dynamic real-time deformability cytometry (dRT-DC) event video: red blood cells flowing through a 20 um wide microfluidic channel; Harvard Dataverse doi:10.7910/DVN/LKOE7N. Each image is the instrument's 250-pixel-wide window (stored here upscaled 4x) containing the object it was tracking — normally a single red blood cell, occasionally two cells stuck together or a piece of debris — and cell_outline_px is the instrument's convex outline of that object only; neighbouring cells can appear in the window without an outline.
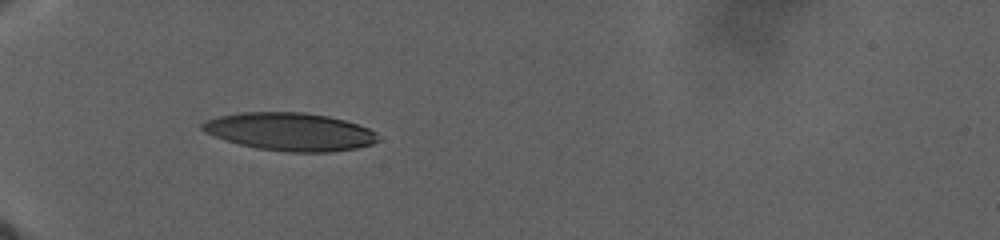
{"species": "human", "species_latin": "Homo sapiens", "temperature_condition": "warm", "stored_images_in_passage": 119, "camera_frame_rate_fps": 3000, "um_per_image_px": 0.085, "donor": {"sex": "male"}, "frame": {"image": 1, "passage_image": 1, "time_ms": 0.0, "image_size_px": [1000, 240], "cell_outline_px": [[380, 140], [372, 144], [356, 148], [332, 152], [284, 152], [260, 148], [240, 144], [224, 140], [204, 132], [200, 128], [200, 124], [204, 120], [220, 116], [240, 112], [304, 112], [328, 116], [344, 120], [368, 128], [376, 132]], "centroid_in_image_um": [24.63, 11.19], "position_along_channel_um": 60.4, "area_um2": 38.96}}
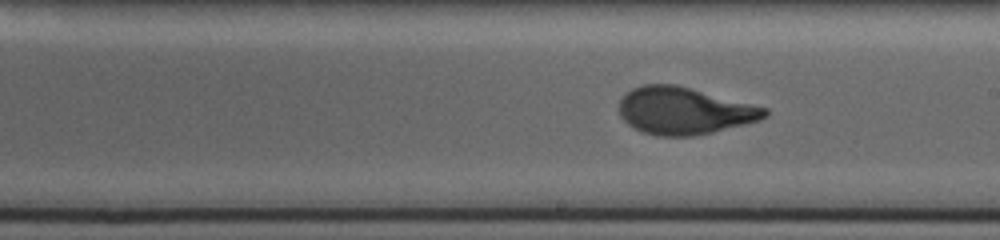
{"frame": {"image": 2, "passage_image": 46, "time_ms": 10.667, "image_size_px": [1000, 240], "cell_outline_px": [[768, 116], [760, 120], [712, 132], [692, 136], [656, 136], [644, 132], [628, 124], [620, 116], [620, 100], [632, 88], [644, 84], [676, 84], [768, 108]], "centroid_in_image_um": [58.16, 9.41], "position_along_channel_um": 230.8, "area_um2": 39.77}}
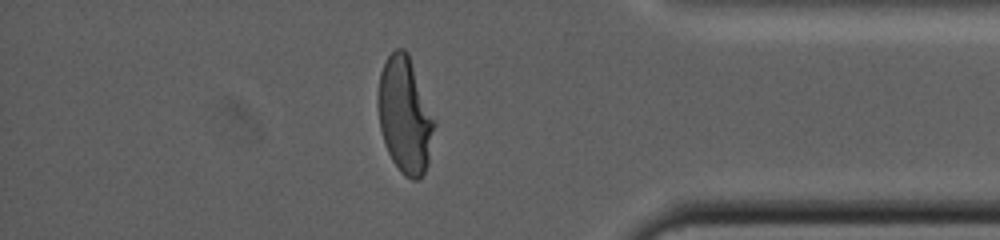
{"frame": {"image": 3, "passage_image": 96, "time_ms": 21.0, "image_size_px": [1000, 240], "cell_outline_px": [[436, 124], [428, 164], [424, 172], [416, 180], [412, 180], [404, 176], [400, 172], [392, 160], [388, 152], [380, 128], [376, 104], [380, 72], [388, 56], [396, 48], [404, 48], [408, 52], [436, 120]], "centroid_in_image_um": [34.42, 9.79], "position_along_channel_um": 400.8, "area_um2": 38.55}}